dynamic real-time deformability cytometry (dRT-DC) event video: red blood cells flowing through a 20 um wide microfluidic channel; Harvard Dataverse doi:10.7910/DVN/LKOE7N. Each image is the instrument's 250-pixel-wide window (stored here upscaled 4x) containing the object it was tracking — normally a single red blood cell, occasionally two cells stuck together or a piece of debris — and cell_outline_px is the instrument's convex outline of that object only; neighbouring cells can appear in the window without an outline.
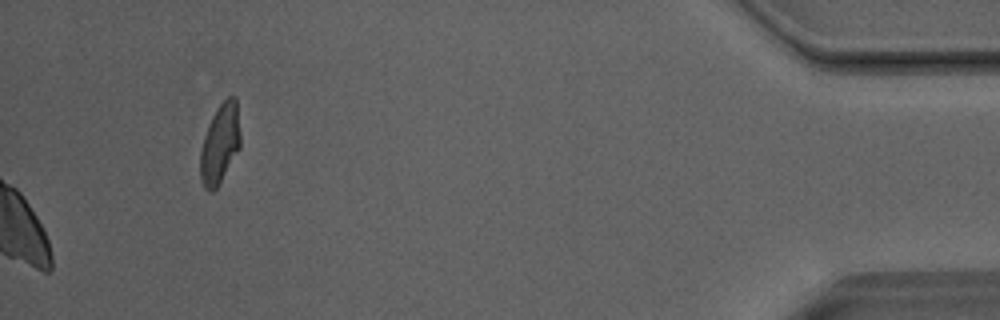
{"species": "Egyptian fruit bat (a non-hibernating species)", "species_latin": "Rousettus aegyptiacus", "temperature_condition": "room temperature", "stored_images_in_passage": 53, "segment_of_instrument_passage": [2, 2], "camera_frame_rate_fps": 3000, "um_per_image_px": 0.085, "animal": {"sex": "male"}, "frame": {"image": 1, "passage_image": 53, "time_ms": 17.333, "image_size_px": [1000, 320], "cell_outline_px": [[240, 148], [216, 188], [212, 192], [208, 192], [204, 188], [200, 180], [200, 152], [204, 136], [212, 116], [216, 108], [228, 96], [236, 96], [240, 132]], "centroid_in_image_um": [18.69, 12.22], "position_along_channel_um": 416.5, "area_um2": 18.61}}